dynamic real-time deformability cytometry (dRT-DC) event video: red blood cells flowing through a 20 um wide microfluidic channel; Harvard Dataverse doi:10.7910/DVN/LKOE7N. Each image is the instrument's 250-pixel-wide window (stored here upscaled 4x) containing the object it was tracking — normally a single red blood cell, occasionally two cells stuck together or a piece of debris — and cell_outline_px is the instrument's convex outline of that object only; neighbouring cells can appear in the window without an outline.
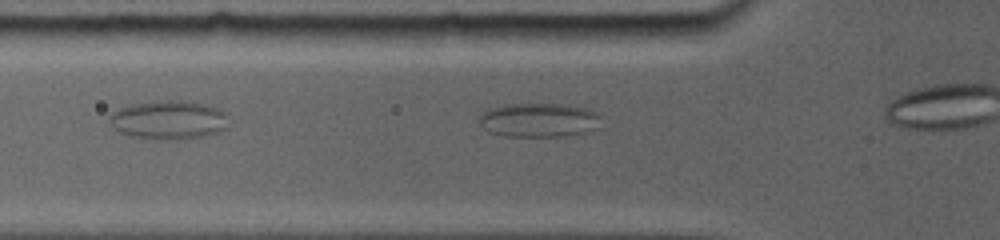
{"species": "common noctule bat (a hibernating species)", "species_latin": "Nyctalus noctula", "temperature_condition": "room temperature", "stored_images_in_passage": 17, "camera_frame_rate_fps": 5000, "um_per_image_px": 0.085, "animal": {"sex": "female", "body_mass_g": 19.0, "forearm_length_mm": 56.7}, "frame": {"image": 1, "passage_image": 3, "time_ms": 0.4, "image_size_px": [1000, 240], "cell_outline_px": [[600, 116], [576, 132], [556, 136], [508, 136], [492, 132], [484, 128], [480, 124], [480, 116], [488, 108], [508, 104], [568, 104], [584, 108], [596, 112]], "centroid_in_image_um": [45.59, 10.16], "position_along_channel_um": 80.2, "area_um2": 22.72}}
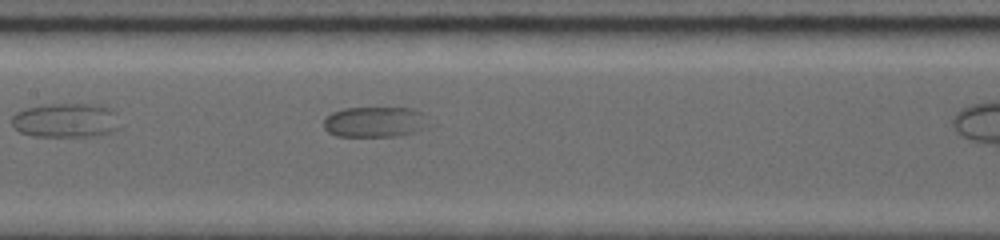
{"frame": {"image": 2, "passage_image": 17, "time_ms": 3.0, "image_size_px": [1000, 240], "cell_outline_px": [[420, 112], [408, 132], [392, 136], [340, 136], [328, 132], [324, 128], [324, 120], [332, 112], [344, 108], [412, 108]], "centroid_in_image_um": [31.5, 10.34], "position_along_channel_um": 175.9, "area_um2": 16.88}}